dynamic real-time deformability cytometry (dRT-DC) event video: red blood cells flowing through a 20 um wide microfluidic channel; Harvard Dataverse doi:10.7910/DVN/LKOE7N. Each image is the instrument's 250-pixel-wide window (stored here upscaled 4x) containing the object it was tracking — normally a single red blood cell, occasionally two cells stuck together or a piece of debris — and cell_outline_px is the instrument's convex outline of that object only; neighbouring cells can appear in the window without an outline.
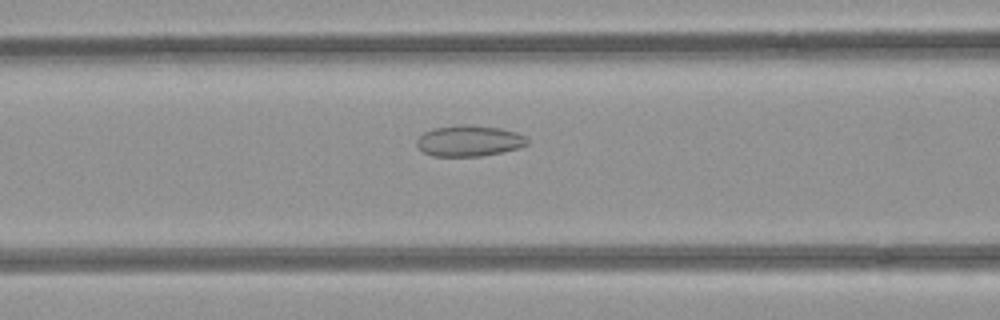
{"species": "common noctule bat (a hibernating species)", "species_latin": "Nyctalus noctula", "temperature_condition": "room temperature", "stored_images_in_passage": 38, "camera_frame_rate_fps": 3000, "um_per_image_px": 0.085, "animal": {"sex": "female", "body_mass_g": 21.9}, "frame": {"image": 1, "passage_image": 7, "time_ms": 2.0, "image_size_px": [1000, 320], "cell_outline_px": [[528, 144], [520, 148], [480, 156], [432, 156], [424, 152], [416, 144], [416, 140], [424, 132], [432, 128], [460, 124], [468, 124], [500, 128], [516, 132], [524, 136], [528, 140]], "centroid_in_image_um": [39.87, 11.96], "position_along_channel_um": 126.7, "area_um2": 20.0}}
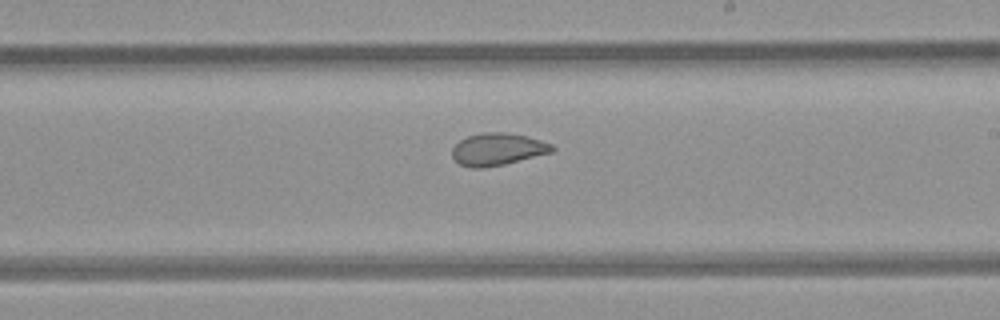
{"frame": {"image": 2, "passage_image": 16, "time_ms": 5.0, "image_size_px": [1000, 320], "cell_outline_px": [[556, 148], [552, 152], [504, 164], [484, 168], [472, 168], [460, 164], [452, 156], [452, 148], [460, 140], [468, 136], [484, 132], [504, 132], [524, 136], [540, 140], [552, 144]], "centroid_in_image_um": [42.29, 12.69], "position_along_channel_um": 246.7, "area_um2": 18.61}}
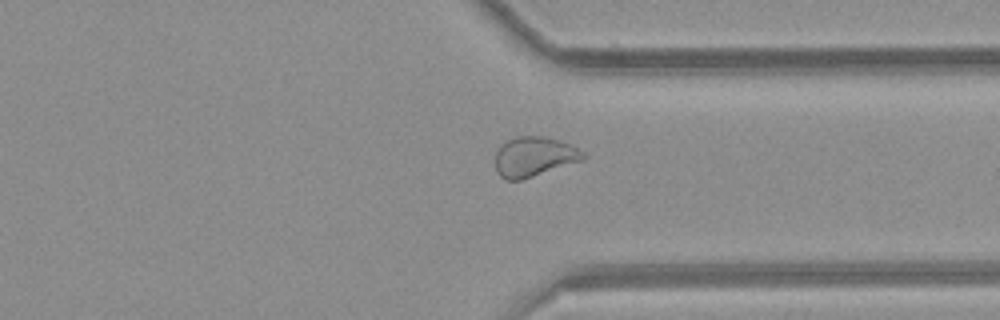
{"frame": {"image": 3, "passage_image": 25, "time_ms": 8.0, "image_size_px": [1000, 320], "cell_outline_px": [[588, 156], [584, 160], [520, 180], [504, 180], [496, 172], [496, 152], [500, 144], [516, 136], [544, 136], [572, 144], [584, 152]], "centroid_in_image_um": [45.41, 13.31], "position_along_channel_um": 366.0, "area_um2": 20.58}, "authors_computed_cell_mechanics": {"area_um2": 20.4901, "velocity_mm_per_s": 4.0004, "shape_relaxation_time_tau1_ms": null, "shape_relaxation_time_tau2_ms": 1.4754, "deformation_change_tau1": null, "deformation_change_tau2": 0.07}}